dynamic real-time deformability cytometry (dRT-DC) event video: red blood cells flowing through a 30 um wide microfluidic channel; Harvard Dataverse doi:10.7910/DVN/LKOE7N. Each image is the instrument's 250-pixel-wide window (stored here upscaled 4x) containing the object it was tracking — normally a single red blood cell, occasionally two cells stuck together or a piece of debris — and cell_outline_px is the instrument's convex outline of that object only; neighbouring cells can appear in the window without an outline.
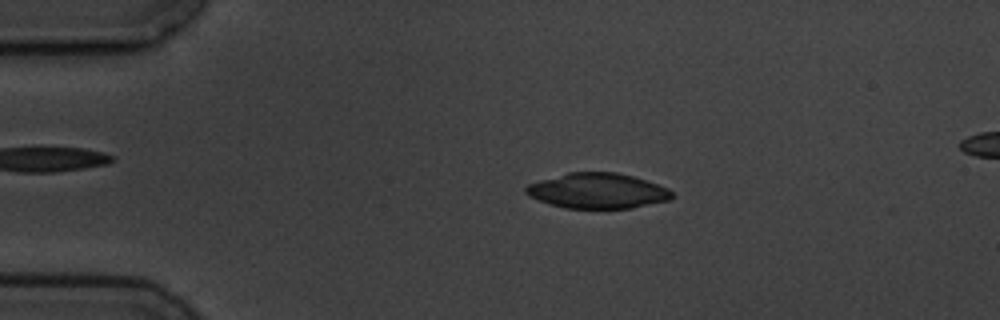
{"species": "common noctule bat (a hibernating species)", "species_latin": "Nyctalus noctula", "temperature_condition": "cold", "stored_images_in_passage": 13, "segment_of_instrument_passage": [1, 2], "camera_frame_rate_fps": 3000, "um_per_image_px": 0.085, "animal": {"sex": "male", "body_mass_g": 19.5, "forearm_length_mm": 54.6}, "frame": {"image": 1, "passage_image": 2, "time_ms": 1.667, "image_size_px": [1000, 320], "cell_outline_px": [[676, 196], [668, 200], [632, 208], [564, 208], [528, 196], [524, 192], [524, 188], [528, 184], [540, 180], [568, 172], [616, 172], [632, 176], [668, 188]], "centroid_in_image_um": [50.78, 16.22], "position_along_channel_um": 34.2, "area_um2": 29.88}}